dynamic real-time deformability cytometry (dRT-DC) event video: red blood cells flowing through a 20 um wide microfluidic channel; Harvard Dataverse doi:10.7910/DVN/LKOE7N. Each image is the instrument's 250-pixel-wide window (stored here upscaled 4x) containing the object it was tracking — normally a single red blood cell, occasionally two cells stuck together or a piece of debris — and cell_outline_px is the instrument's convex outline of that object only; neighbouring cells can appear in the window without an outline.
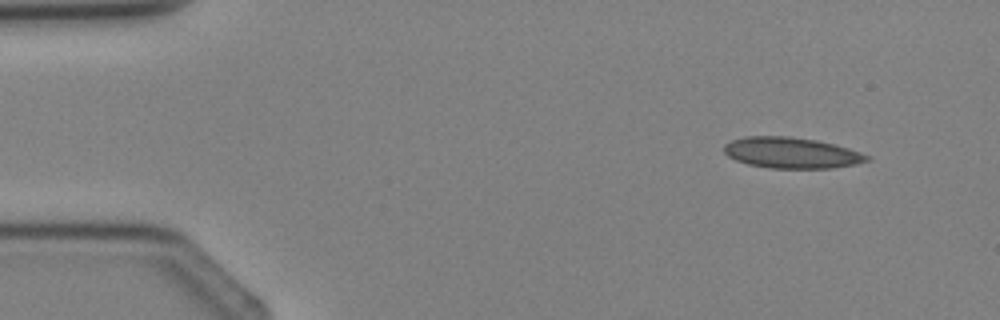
{"species": "Egyptian fruit bat (a non-hibernating species)", "species_latin": "Rousettus aegyptiacus", "temperature_condition": "cold", "stored_images_in_passage": 2, "camera_frame_rate_fps": 3000, "um_per_image_px": 0.085, "animal": {"sex": "female"}, "frame": {"image": 1, "passage_image": 1, "time_ms": 0.0, "image_size_px": [1000, 320], "cell_outline_px": [[872, 160], [856, 164], [832, 168], [772, 168], [748, 164], [736, 160], [728, 156], [724, 152], [724, 144], [732, 140], [744, 136], [788, 136], [816, 140], [848, 148], [872, 156]], "centroid_in_image_um": [67.29, 12.99], "position_along_channel_um": 17.7, "area_um2": 25.78}}